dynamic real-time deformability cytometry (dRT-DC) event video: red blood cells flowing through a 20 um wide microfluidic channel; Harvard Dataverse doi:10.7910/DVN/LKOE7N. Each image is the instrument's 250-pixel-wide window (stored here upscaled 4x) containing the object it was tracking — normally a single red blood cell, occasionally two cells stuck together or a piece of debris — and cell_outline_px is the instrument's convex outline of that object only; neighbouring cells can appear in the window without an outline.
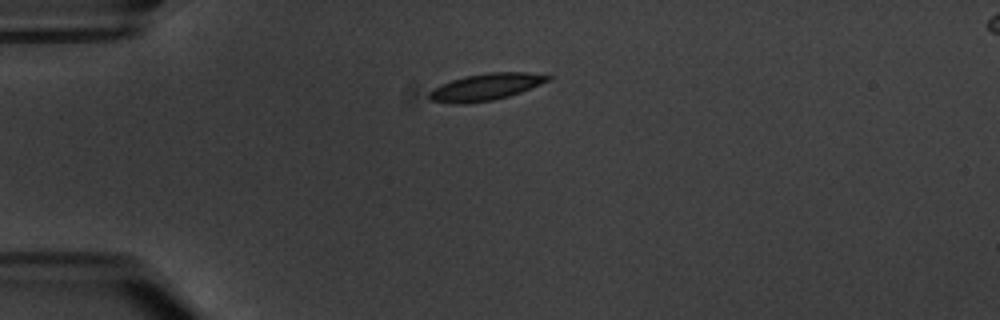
{"species": "common noctule bat (a hibernating species)", "species_latin": "Nyctalus noctula", "temperature_condition": "warm", "stored_images_in_passage": 4, "camera_frame_rate_fps": 3000, "um_per_image_px": 0.085, "animal": {"sex": "male", "body_mass_g": 20.1, "forearm_length_mm": 53.5}, "frame": {"image": 1, "passage_image": 4, "time_ms": 3.667, "image_size_px": [1000, 320], "cell_outline_px": [[552, 80], [520, 92], [508, 96], [492, 100], [464, 104], [452, 104], [428, 100], [428, 92], [440, 84], [464, 76], [488, 72], [528, 72], [552, 76]], "centroid_in_image_um": [41.27, 7.39], "position_along_channel_um": 43.7, "area_um2": 18.73}}